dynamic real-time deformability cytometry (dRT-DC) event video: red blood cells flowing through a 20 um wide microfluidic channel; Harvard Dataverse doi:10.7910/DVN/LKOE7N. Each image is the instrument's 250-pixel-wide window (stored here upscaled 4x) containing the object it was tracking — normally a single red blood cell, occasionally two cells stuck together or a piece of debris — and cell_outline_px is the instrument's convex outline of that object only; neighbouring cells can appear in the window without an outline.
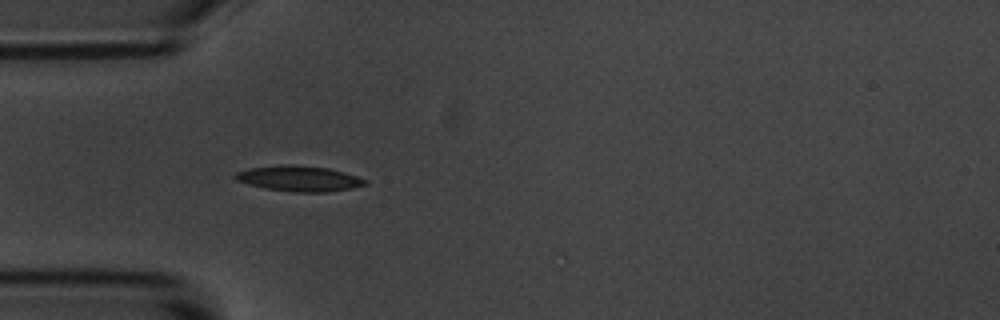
{"species": "common noctule bat (a hibernating species)", "species_latin": "Nyctalus noctula", "temperature_condition": "room temperature", "stored_images_in_passage": 3, "camera_frame_rate_fps": 3000, "um_per_image_px": 0.085, "animal": {"sex": "male", "body_mass_g": 20.1, "forearm_length_mm": 53.5}, "frame": {"image": 1, "passage_image": 1, "time_ms": 0.0, "image_size_px": [1000, 320], "cell_outline_px": [[368, 184], [352, 188], [328, 192], [292, 192], [264, 188], [248, 184], [236, 180], [232, 176], [236, 172], [248, 168], [280, 164], [292, 164], [328, 168], [344, 172], [368, 180]], "centroid_in_image_um": [25.4, 15.17], "position_along_channel_um": 59.6, "area_um2": 19.54}}
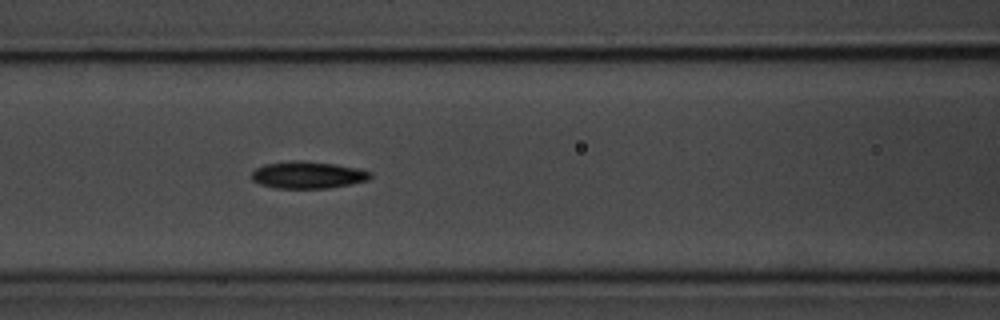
{"frame": {"image": 2, "passage_image": 3, "time_ms": 2.333, "image_size_px": [1000, 320], "cell_outline_px": [[372, 176], [368, 180], [328, 188], [276, 188], [260, 184], [252, 180], [252, 172], [256, 168], [264, 164], [296, 160], [332, 164], [356, 168], [372, 172]], "centroid_in_image_um": [26.14, 14.87], "position_along_channel_um": 140.5, "area_um2": 18.44}}